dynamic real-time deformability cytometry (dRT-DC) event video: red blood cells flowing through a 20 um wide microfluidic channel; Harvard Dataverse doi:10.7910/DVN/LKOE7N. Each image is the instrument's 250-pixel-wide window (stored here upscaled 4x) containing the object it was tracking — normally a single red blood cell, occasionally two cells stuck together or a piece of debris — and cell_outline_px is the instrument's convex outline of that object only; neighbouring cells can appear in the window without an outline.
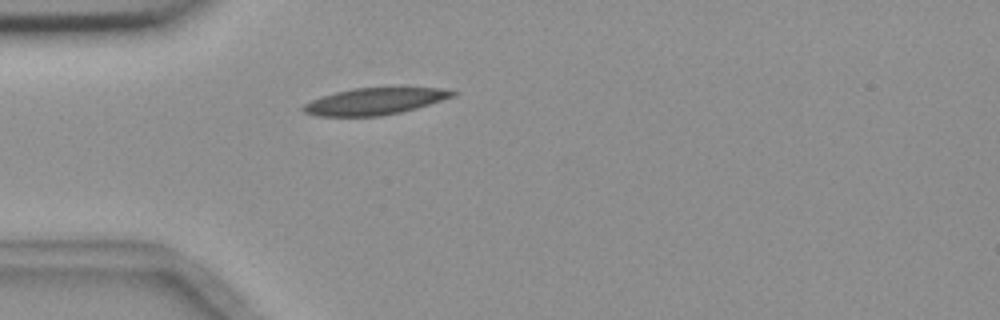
{"species": "common noctule bat (a hibernating species)", "species_latin": "Nyctalus noctula", "temperature_condition": "room temperature", "stored_images_in_passage": 1, "camera_frame_rate_fps": 3000, "um_per_image_px": 0.085, "animal": {"sex": "female", "body_mass_g": 18.4}, "frame": {"image": 1, "passage_image": 1, "time_ms": 0.0, "image_size_px": [1000, 320], "cell_outline_px": [[460, 92], [456, 96], [416, 108], [400, 112], [380, 116], [316, 116], [304, 112], [300, 108], [304, 104], [312, 100], [336, 92], [352, 88], [440, 88]], "centroid_in_image_um": [31.86, 8.61], "position_along_channel_um": 53.1, "area_um2": 23.12}}